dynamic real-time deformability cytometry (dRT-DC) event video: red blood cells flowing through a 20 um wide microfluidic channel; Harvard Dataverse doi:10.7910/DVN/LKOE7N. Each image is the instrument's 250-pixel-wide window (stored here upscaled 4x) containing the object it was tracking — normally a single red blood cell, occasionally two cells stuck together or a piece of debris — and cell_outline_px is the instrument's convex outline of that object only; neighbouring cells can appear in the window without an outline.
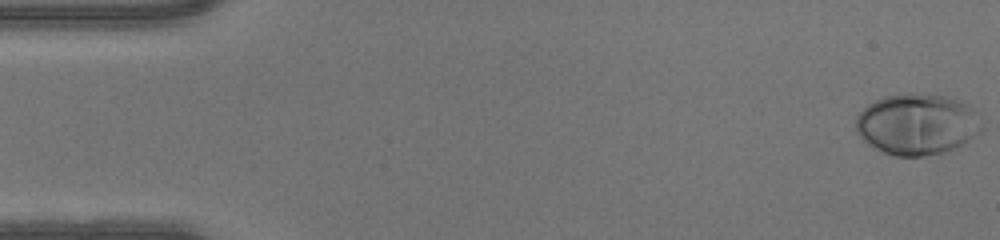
{"species": "human", "species_latin": "Homo sapiens", "temperature_condition": "warm", "stored_images_in_passage": 49, "camera_frame_rate_fps": 3000, "um_per_image_px": 0.085, "donor": {"sex": "male"}, "frame": {"image": 1, "passage_image": 1, "time_ms": 0.0, "image_size_px": [1000, 240], "cell_outline_px": [[984, 128], [980, 132], [956, 148], [944, 152], [920, 156], [896, 156], [884, 152], [876, 148], [864, 140], [856, 132], [856, 116], [868, 104], [884, 96], [908, 92], [912, 92], [948, 96], [964, 100], [976, 108], [980, 112]], "centroid_in_image_um": [78.03, 10.52], "position_along_channel_um": 7.0, "area_um2": 45.66}}
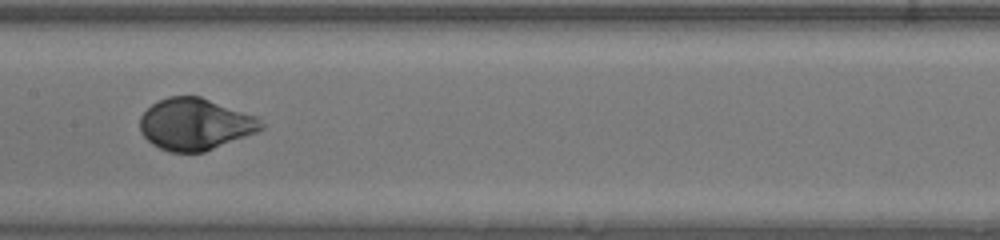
{"frame": {"image": 2, "passage_image": 24, "time_ms": 7.667, "image_size_px": [1000, 240], "cell_outline_px": [[264, 128], [256, 132], [204, 152], [168, 152], [152, 144], [140, 132], [140, 116], [152, 104], [168, 96], [200, 96], [256, 116], [264, 124]], "centroid_in_image_um": [16.57, 10.56], "position_along_channel_um": 190.8, "area_um2": 36.36}}
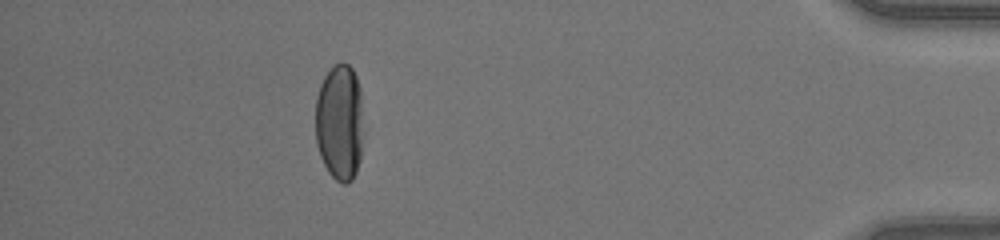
{"frame": {"image": 3, "passage_image": 43, "time_ms": 14.0, "image_size_px": [1000, 240], "cell_outline_px": [[360, 160], [356, 172], [352, 180], [348, 184], [344, 184], [336, 180], [328, 172], [320, 156], [316, 144], [316, 96], [320, 84], [324, 76], [336, 64], [348, 64], [352, 68], [356, 76], [360, 88]], "centroid_in_image_um": [28.83, 10.42], "position_along_channel_um": 406.4, "area_um2": 32.08}}